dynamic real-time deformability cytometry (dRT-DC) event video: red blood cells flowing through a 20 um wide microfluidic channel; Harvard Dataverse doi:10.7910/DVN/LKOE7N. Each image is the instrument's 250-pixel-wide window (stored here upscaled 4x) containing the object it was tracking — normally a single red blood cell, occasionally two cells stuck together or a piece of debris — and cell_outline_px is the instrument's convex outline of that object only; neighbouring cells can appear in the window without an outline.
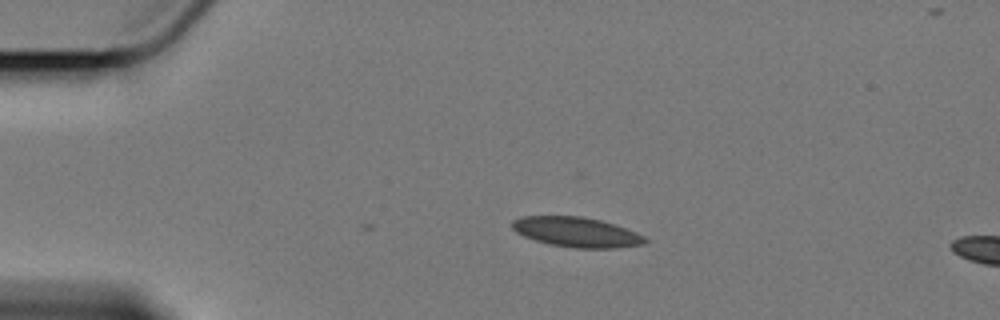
{"species": "Egyptian fruit bat (a non-hibernating species)", "species_latin": "Rousettus aegyptiacus", "temperature_condition": "cold", "stored_images_in_passage": 6, "camera_frame_rate_fps": 3000, "um_per_image_px": 0.085, "animal": {"sex": "female"}, "frame": {"image": 1, "passage_image": 1, "time_ms": 0.0, "image_size_px": [1000, 320], "cell_outline_px": [[652, 240], [644, 244], [616, 248], [576, 248], [548, 244], [524, 236], [516, 232], [512, 228], [512, 220], [524, 216], [580, 216], [600, 220], [636, 232]], "centroid_in_image_um": [49.02, 19.73], "position_along_channel_um": 36.0, "area_um2": 23.12}}